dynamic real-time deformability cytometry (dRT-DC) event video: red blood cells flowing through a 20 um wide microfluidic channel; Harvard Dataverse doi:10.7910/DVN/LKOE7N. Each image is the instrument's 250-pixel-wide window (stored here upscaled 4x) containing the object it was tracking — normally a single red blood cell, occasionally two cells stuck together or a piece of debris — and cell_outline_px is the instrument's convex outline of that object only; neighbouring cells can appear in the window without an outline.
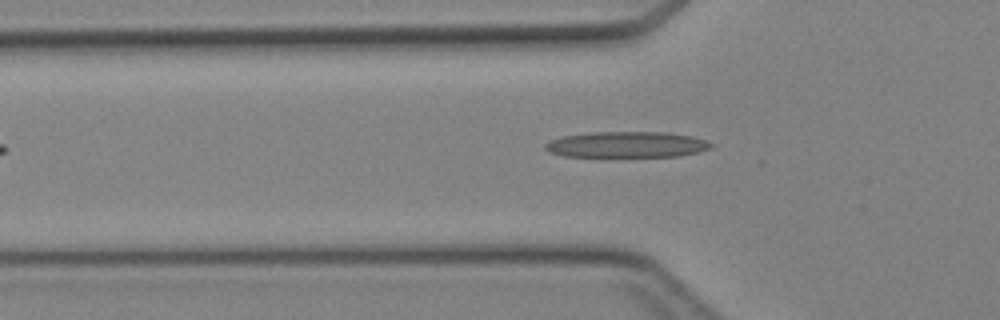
{"species": "Egyptian fruit bat (a non-hibernating species)", "species_latin": "Rousettus aegyptiacus", "temperature_condition": "cold", "stored_images_in_passage": 36, "camera_frame_rate_fps": 3000, "um_per_image_px": 0.085, "animal": {"sex": "female"}, "frame": {"image": 1, "passage_image": 10, "time_ms": 3.0, "image_size_px": [1000, 320], "cell_outline_px": [[716, 144], [712, 148], [696, 152], [676, 156], [564, 156], [552, 152], [544, 148], [544, 144], [552, 140], [564, 136], [592, 132], [668, 132], [692, 136]], "centroid_in_image_um": [53.32, 12.28], "position_along_channel_um": 72.5, "area_um2": 24.8}}
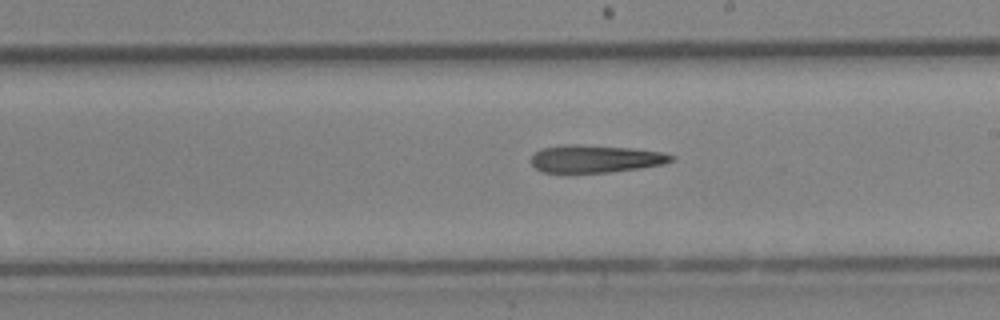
{"frame": {"image": 2, "passage_image": 21, "time_ms": 6.667, "image_size_px": [1000, 320], "cell_outline_px": [[676, 156], [672, 160], [664, 164], [640, 168], [608, 172], [544, 172], [536, 168], [532, 164], [532, 156], [540, 148], [560, 144], [576, 144], [632, 148], [664, 152]], "centroid_in_image_um": [50.63, 13.48], "position_along_channel_um": 238.4, "area_um2": 22.54}}
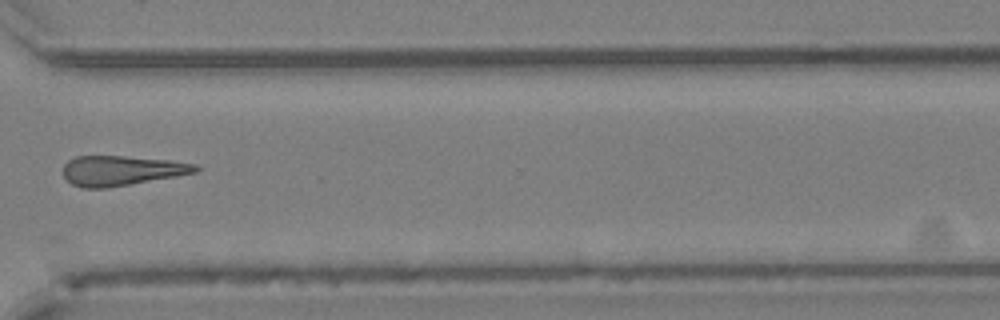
{"frame": {"image": 3, "passage_image": 29, "time_ms": 9.333, "image_size_px": [1000, 320], "cell_outline_px": [[200, 168], [196, 172], [176, 176], [108, 188], [80, 188], [72, 184], [64, 176], [64, 164], [68, 160], [76, 156], [124, 156], [168, 160], [196, 164]], "centroid_in_image_um": [10.3, 14.5], "position_along_channel_um": 360.3, "area_um2": 22.95}}